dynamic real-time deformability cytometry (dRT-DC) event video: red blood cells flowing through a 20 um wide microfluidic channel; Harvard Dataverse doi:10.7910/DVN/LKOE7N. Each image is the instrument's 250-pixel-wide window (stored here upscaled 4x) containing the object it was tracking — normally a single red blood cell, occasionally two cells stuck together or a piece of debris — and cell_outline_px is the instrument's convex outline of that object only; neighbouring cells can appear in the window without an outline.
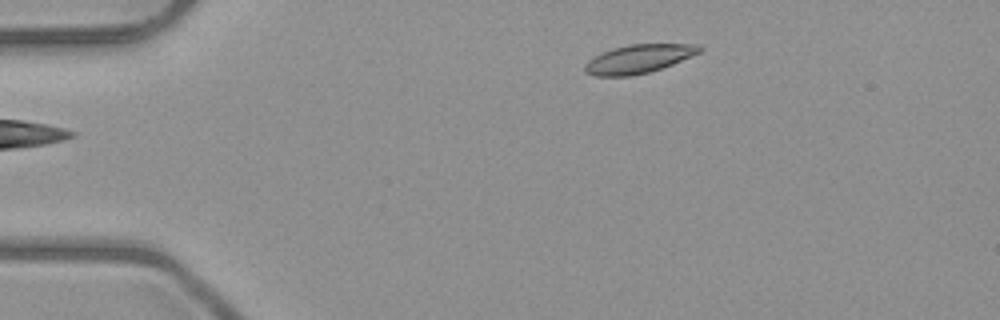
{"species": "common noctule bat (a hibernating species)", "species_latin": "Nyctalus noctula", "temperature_condition": "room temperature", "stored_images_in_passage": 2, "camera_frame_rate_fps": 3000, "um_per_image_px": 0.085, "animal": {"sex": "male", "body_mass_g": 23.1, "forearm_length_mm": 52.7}, "frame": {"image": 1, "passage_image": 1, "time_ms": 0.0, "image_size_px": [1000, 320], "cell_outline_px": [[704, 48], [700, 52], [672, 64], [648, 72], [632, 76], [596, 76], [584, 72], [584, 64], [588, 60], [612, 48], [628, 44], [700, 44]], "centroid_in_image_um": [54.28, 5.0], "position_along_channel_um": 30.7, "area_um2": 19.02}}